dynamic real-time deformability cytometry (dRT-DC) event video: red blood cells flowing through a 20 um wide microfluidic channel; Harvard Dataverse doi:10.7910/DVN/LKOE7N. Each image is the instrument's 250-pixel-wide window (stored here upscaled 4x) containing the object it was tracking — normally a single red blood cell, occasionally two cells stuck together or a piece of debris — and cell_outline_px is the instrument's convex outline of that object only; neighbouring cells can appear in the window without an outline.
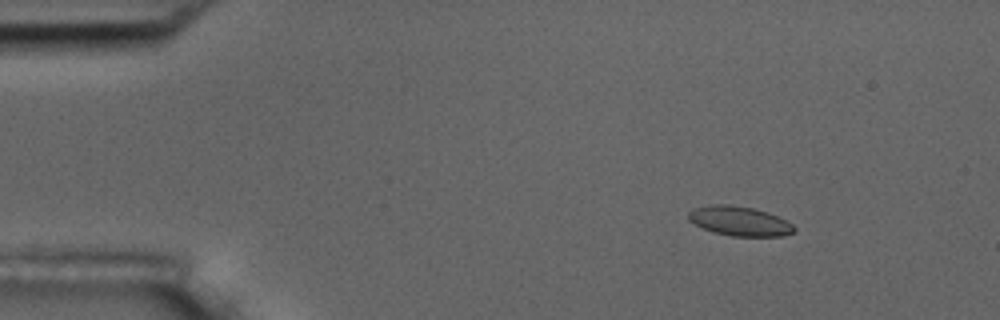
{"species": "common noctule bat (a hibernating species)", "species_latin": "Nyctalus noctula", "temperature_condition": "room temperature", "stored_images_in_passage": 5, "camera_frame_rate_fps": 3000, "um_per_image_px": 0.085, "animal": {"sex": "male", "body_mass_g": 17.5, "forearm_length_mm": 52.3}, "frame": {"image": 1, "passage_image": 3, "time_ms": 0.667, "image_size_px": [1000, 320], "cell_outline_px": [[796, 232], [780, 236], [732, 236], [712, 232], [688, 220], [688, 212], [692, 208], [708, 204], [732, 204], [752, 208], [768, 212], [792, 224], [796, 228]], "centroid_in_image_um": [62.83, 18.78], "position_along_channel_um": 22.2, "area_um2": 18.26}}